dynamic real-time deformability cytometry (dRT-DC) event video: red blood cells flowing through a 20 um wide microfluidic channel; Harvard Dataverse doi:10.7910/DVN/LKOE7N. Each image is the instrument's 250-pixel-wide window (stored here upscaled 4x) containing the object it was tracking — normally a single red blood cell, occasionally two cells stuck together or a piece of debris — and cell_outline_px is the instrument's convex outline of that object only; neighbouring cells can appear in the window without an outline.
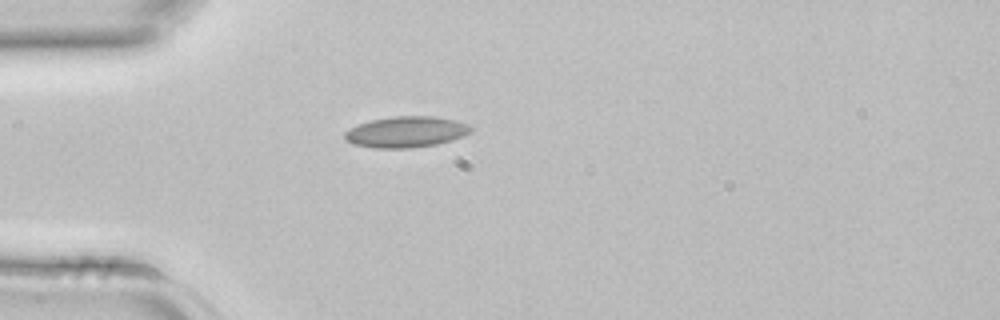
{"species": "common noctule bat (a hibernating species)", "species_latin": "Nyctalus noctula", "temperature_condition": "room temperature", "stored_images_in_passage": 1, "camera_frame_rate_fps": 3000, "um_per_image_px": 0.085, "animal": {"sex": "female", "body_mass_g": 22.7, "forearm_length_mm": 54.2}, "frame": {"image": 1, "passage_image": 1, "time_ms": 0.0, "image_size_px": [1000, 320], "cell_outline_px": [[476, 128], [472, 132], [464, 136], [452, 140], [436, 144], [412, 148], [372, 148], [352, 144], [344, 140], [344, 132], [360, 124], [372, 120], [396, 116], [432, 116], [456, 120], [468, 124]], "centroid_in_image_um": [34.56, 11.22], "position_along_channel_um": 50.4, "area_um2": 22.95}}